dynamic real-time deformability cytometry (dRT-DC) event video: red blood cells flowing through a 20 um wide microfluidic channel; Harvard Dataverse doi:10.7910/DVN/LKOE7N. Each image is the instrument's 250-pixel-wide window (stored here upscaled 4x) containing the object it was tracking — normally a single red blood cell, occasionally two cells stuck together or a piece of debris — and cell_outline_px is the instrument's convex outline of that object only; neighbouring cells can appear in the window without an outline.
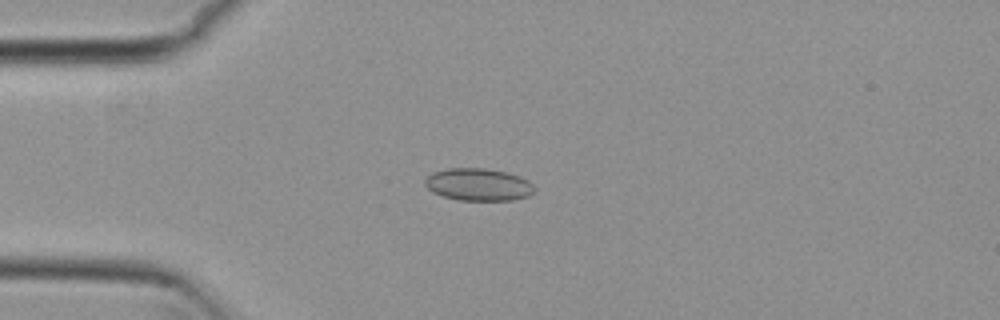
{"species": "common noctule bat (a hibernating species)", "species_latin": "Nyctalus noctula", "temperature_condition": "cold", "stored_images_in_passage": 5, "camera_frame_rate_fps": 3000, "um_per_image_px": 0.085, "animal": {"sex": "female", "body_mass_g": 29.2, "forearm_length_mm": 56.3}, "frame": {"image": 1, "passage_image": 3, "time_ms": 0.667, "image_size_px": [1000, 320], "cell_outline_px": [[536, 192], [528, 196], [512, 200], [460, 200], [444, 196], [432, 192], [424, 184], [424, 180], [432, 172], [448, 168], [484, 168], [508, 172], [520, 176], [528, 180], [536, 188]], "centroid_in_image_um": [40.69, 15.68], "position_along_channel_um": 44.3, "area_um2": 20.81}}
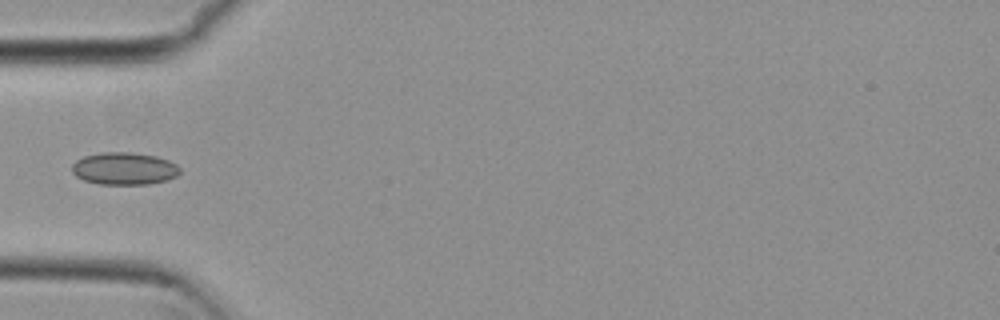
{"frame": {"image": 2, "passage_image": 4, "time_ms": 1.0, "image_size_px": [1000, 320], "cell_outline_px": [[180, 172], [176, 176], [168, 180], [148, 184], [100, 184], [84, 180], [76, 176], [72, 172], [72, 164], [76, 160], [84, 156], [100, 152], [128, 152], [156, 156], [168, 160], [176, 164], [180, 168]], "centroid_in_image_um": [10.55, 14.32], "position_along_channel_um": 74.4, "area_um2": 20.4}}
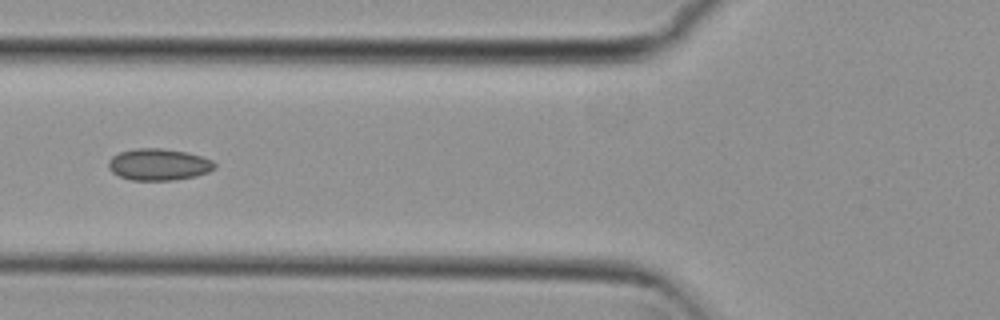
{"frame": {"image": 3, "passage_image": 5, "time_ms": 1.333, "image_size_px": [1000, 320], "cell_outline_px": [[216, 168], [208, 172], [196, 176], [172, 180], [132, 180], [120, 176], [112, 172], [108, 168], [108, 160], [112, 156], [120, 152], [136, 148], [160, 148], [188, 152], [212, 160], [216, 164]], "centroid_in_image_um": [13.49, 13.98], "position_along_channel_um": 112.3, "area_um2": 19.65}}